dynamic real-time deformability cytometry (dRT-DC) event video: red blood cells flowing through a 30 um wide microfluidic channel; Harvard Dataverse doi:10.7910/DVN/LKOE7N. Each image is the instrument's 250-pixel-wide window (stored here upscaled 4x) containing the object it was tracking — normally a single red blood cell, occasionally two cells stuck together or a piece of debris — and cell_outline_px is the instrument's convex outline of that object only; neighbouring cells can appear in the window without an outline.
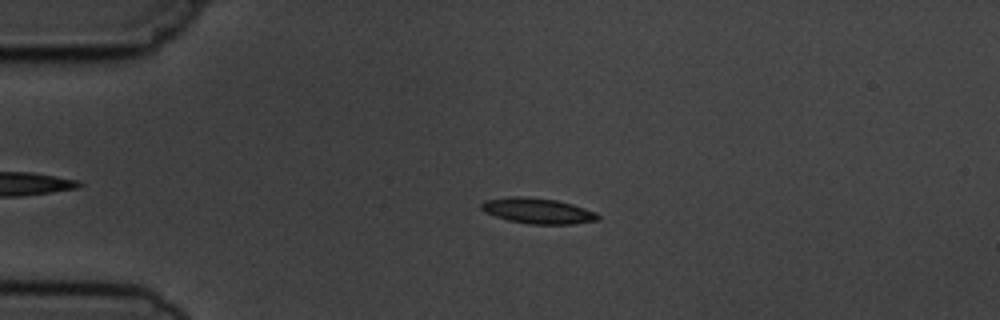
{"species": "common noctule bat (a hibernating species)", "species_latin": "Nyctalus noctula", "temperature_condition": "cold", "stored_images_in_passage": 3, "camera_frame_rate_fps": 3000, "um_per_image_px": 0.085, "animal": {"sex": "male", "body_mass_g": 19.5, "forearm_length_mm": 54.6}, "frame": {"image": 1, "passage_image": 3, "time_ms": 2.333, "image_size_px": [1000, 320], "cell_outline_px": [[600, 220], [572, 224], [528, 224], [508, 220], [484, 212], [480, 208], [480, 204], [484, 200], [512, 196], [528, 196], [556, 200], [572, 204], [596, 212], [600, 216]], "centroid_in_image_um": [45.7, 17.92], "position_along_channel_um": 39.3, "area_um2": 17.51}}